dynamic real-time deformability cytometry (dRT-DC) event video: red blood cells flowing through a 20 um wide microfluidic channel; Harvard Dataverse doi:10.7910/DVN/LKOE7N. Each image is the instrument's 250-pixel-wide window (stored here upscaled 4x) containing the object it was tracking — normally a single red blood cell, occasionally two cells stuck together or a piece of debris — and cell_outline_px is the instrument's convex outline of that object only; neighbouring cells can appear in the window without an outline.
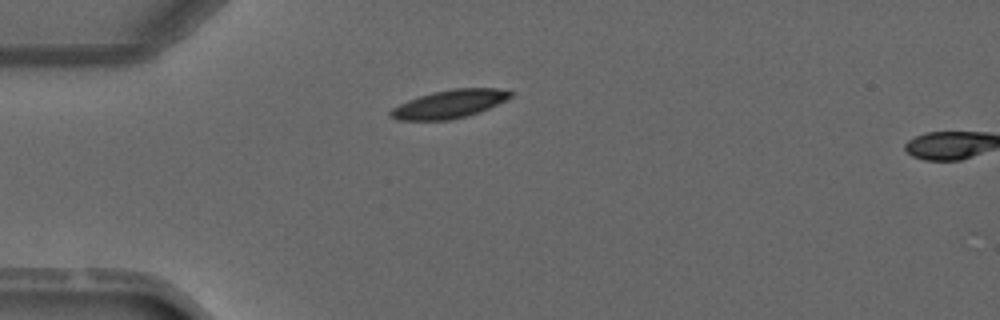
{"species": "common noctule bat (a hibernating species)", "species_latin": "Nyctalus noctula", "temperature_condition": "warm", "stored_images_in_passage": 2, "segment_of_instrument_passage": [1, 2], "camera_frame_rate_fps": 3000, "um_per_image_px": 0.085, "animal": {"sex": "male", "forearm_length_mm": 52.5}, "frame": {"image": 1, "passage_image": 1, "time_ms": 0.0, "image_size_px": [1000, 320], "cell_outline_px": [[512, 96], [480, 112], [448, 120], [396, 120], [388, 116], [388, 112], [392, 108], [408, 100], [432, 92], [452, 88], [496, 88], [512, 92]], "centroid_in_image_um": [38.14, 8.84], "position_along_channel_um": 46.9, "area_um2": 19.54}}